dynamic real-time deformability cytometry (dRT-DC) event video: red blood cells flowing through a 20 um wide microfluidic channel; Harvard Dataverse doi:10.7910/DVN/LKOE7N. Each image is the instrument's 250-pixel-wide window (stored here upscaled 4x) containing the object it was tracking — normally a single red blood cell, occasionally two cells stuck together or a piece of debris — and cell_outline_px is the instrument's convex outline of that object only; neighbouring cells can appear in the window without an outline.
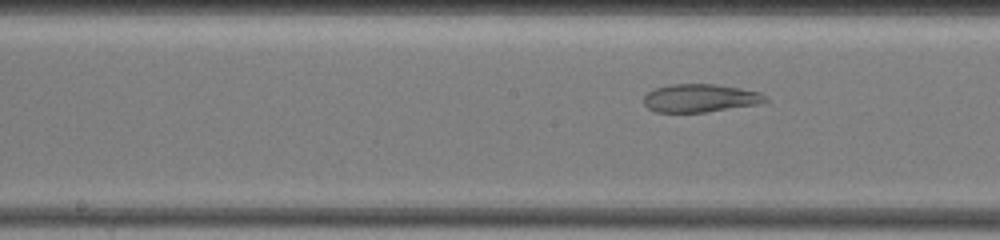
{"species": "common noctule bat (a hibernating species)", "species_latin": "Nyctalus noctula", "temperature_condition": "warm", "stored_images_in_passage": 59, "segment_of_instrument_passage": [2, 2], "camera_frame_rate_fps": 3000, "um_per_image_px": 0.085, "animal": {"sex": "female", "body_mass_g": 19.5, "forearm_length_mm": 54.1}, "frame": {"image": 1, "passage_image": 33, "time_ms": 10.333, "image_size_px": [1000, 240], "cell_outline_px": [[768, 100], [756, 104], [704, 112], [656, 112], [648, 108], [644, 104], [644, 96], [648, 92], [656, 88], [672, 84], [716, 84], [740, 88], [760, 92], [768, 96]], "centroid_in_image_um": [59.51, 8.33], "position_along_channel_um": 188.7, "area_um2": 19.77}}
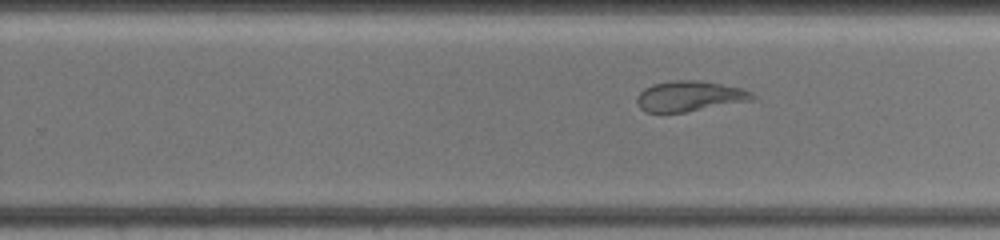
{"frame": {"image": 2, "passage_image": 40, "time_ms": 12.667, "image_size_px": [1000, 240], "cell_outline_px": [[756, 100], [684, 112], [644, 112], [640, 108], [636, 100], [636, 96], [644, 88], [652, 84], [672, 80], [696, 80], [720, 84], [740, 88], [752, 92], [756, 96]], "centroid_in_image_um": [58.61, 8.18], "position_along_channel_um": 271.2, "area_um2": 20.52}}
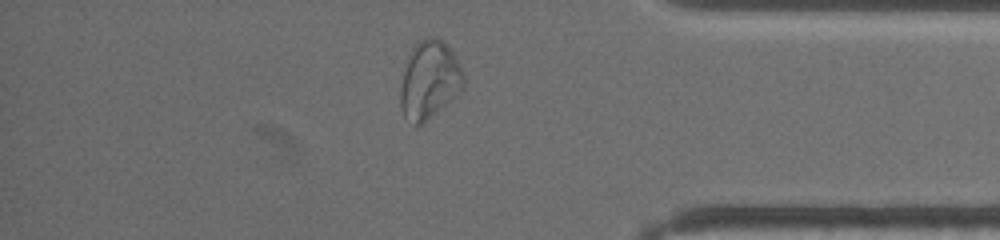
{"frame": {"image": 3, "passage_image": 52, "time_ms": 16.667, "image_size_px": [1000, 240], "cell_outline_px": [[464, 88], [452, 100], [420, 124], [416, 124], [404, 116], [400, 108], [400, 88], [404, 72], [412, 48], [420, 40], [428, 36], [436, 36], [456, 56], [464, 72]], "centroid_in_image_um": [36.52, 6.78], "position_along_channel_um": 398.7, "area_um2": 28.32}}